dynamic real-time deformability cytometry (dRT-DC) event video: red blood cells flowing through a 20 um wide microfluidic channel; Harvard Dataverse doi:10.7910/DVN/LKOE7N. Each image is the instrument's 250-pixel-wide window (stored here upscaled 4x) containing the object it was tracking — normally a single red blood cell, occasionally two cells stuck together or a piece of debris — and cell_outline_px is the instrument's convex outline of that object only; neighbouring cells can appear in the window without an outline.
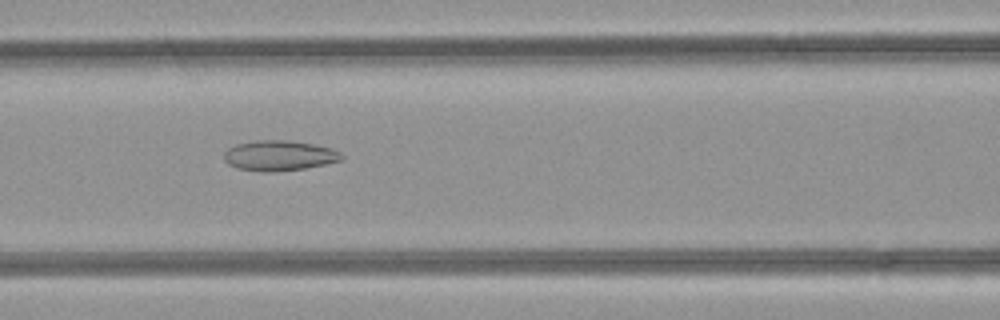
{"species": "common noctule bat (a hibernating species)", "species_latin": "Nyctalus noctula", "temperature_condition": "room temperature", "stored_images_in_passage": 42, "camera_frame_rate_fps": 3000, "um_per_image_px": 0.085, "animal": {"sex": "female", "body_mass_g": 21.9}, "frame": {"image": 1, "passage_image": 14, "time_ms": 4.333, "image_size_px": [1000, 320], "cell_outline_px": [[344, 160], [304, 168], [272, 172], [264, 172], [236, 168], [228, 164], [224, 160], [224, 152], [228, 148], [236, 144], [256, 140], [288, 140], [312, 144], [332, 148], [340, 152], [344, 156]], "centroid_in_image_um": [23.73, 13.22], "position_along_channel_um": 142.9, "area_um2": 20.81}}
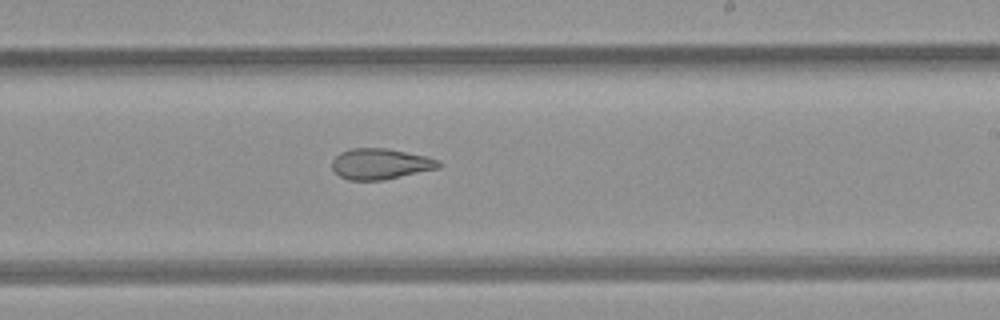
{"frame": {"image": 2, "passage_image": 22, "time_ms": 7.0, "image_size_px": [1000, 320], "cell_outline_px": [[440, 168], [384, 180], [348, 180], [340, 176], [332, 168], [332, 160], [340, 152], [352, 148], [388, 148], [428, 156], [440, 160]], "centroid_in_image_um": [32.36, 13.93], "position_along_channel_um": 256.6, "area_um2": 19.31}}
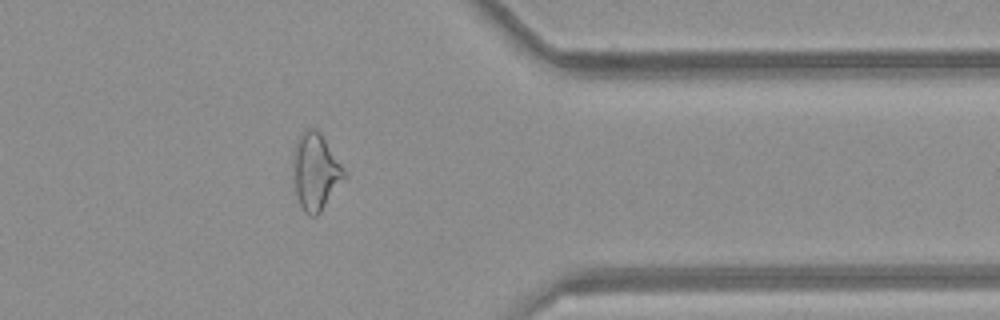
{"frame": {"image": 3, "passage_image": 32, "time_ms": 10.333, "image_size_px": [1000, 320], "cell_outline_px": [[348, 176], [320, 212], [316, 216], [308, 216], [304, 212], [300, 204], [296, 192], [292, 160], [292, 156], [300, 132], [304, 128], [316, 128], [320, 132]], "centroid_in_image_um": [26.82, 14.58], "position_along_channel_um": 384.6, "area_um2": 22.83}, "authors_computed_cell_mechanics": {"area_um2": 23.0333, "velocity_mm_per_s": 4.2793, "shape_relaxation_time_tau1_ms": null, "shape_relaxation_time_tau2_ms": 2.7197, "deformation_change_tau1": null, "deformation_change_tau2": 0.1031}}